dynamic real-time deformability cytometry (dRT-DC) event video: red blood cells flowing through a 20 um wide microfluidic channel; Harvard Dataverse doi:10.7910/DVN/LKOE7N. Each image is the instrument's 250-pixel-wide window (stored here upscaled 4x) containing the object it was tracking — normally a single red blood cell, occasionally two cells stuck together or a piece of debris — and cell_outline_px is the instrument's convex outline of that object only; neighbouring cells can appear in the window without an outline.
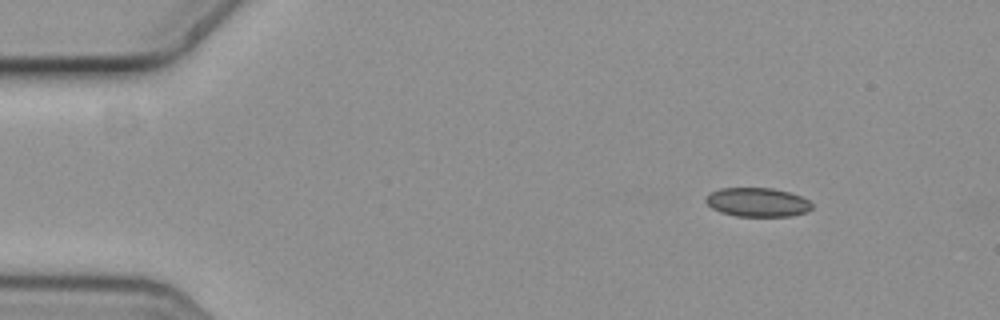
{"species": "common noctule bat (a hibernating species)", "species_latin": "Nyctalus noctula", "temperature_condition": "cold", "stored_images_in_passage": 6, "camera_frame_rate_fps": 3000, "um_per_image_px": 0.085, "animal": {"sex": "female", "body_mass_g": 19.3, "forearm_length_mm": 54.1}, "frame": {"image": 1, "passage_image": 2, "time_ms": 0.333, "image_size_px": [1000, 320], "cell_outline_px": [[812, 208], [808, 212], [792, 216], [736, 216], [720, 212], [712, 208], [704, 200], [708, 192], [720, 188], [772, 188], [788, 192], [800, 196], [808, 200], [812, 204]], "centroid_in_image_um": [64.36, 17.19], "position_along_channel_um": 20.6, "area_um2": 18.03}}
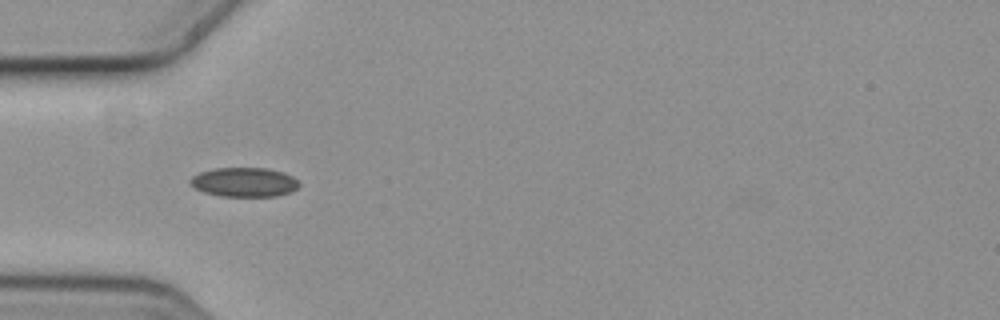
{"frame": {"image": 2, "passage_image": 5, "time_ms": 1.333, "image_size_px": [1000, 320], "cell_outline_px": [[300, 184], [292, 192], [276, 196], [220, 196], [204, 192], [196, 188], [188, 180], [192, 176], [200, 172], [216, 168], [268, 168], [284, 172], [292, 176]], "centroid_in_image_um": [20.77, 15.48], "position_along_channel_um": 64.2, "area_um2": 18.55}}
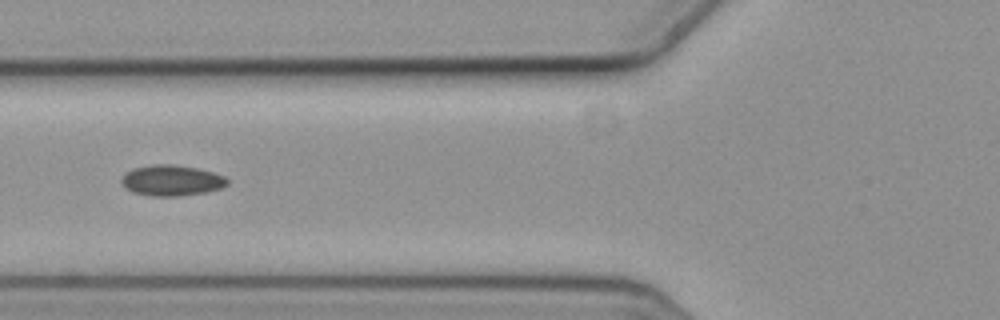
{"frame": {"image": 3, "passage_image": 6, "time_ms": 1.667, "image_size_px": [1000, 320], "cell_outline_px": [[228, 184], [220, 188], [208, 192], [180, 196], [152, 196], [132, 192], [124, 188], [120, 180], [124, 172], [132, 168], [152, 164], [172, 164], [196, 168], [212, 172], [224, 176], [228, 180]], "centroid_in_image_um": [14.54, 15.34], "position_along_channel_um": 111.3, "area_um2": 19.19}}